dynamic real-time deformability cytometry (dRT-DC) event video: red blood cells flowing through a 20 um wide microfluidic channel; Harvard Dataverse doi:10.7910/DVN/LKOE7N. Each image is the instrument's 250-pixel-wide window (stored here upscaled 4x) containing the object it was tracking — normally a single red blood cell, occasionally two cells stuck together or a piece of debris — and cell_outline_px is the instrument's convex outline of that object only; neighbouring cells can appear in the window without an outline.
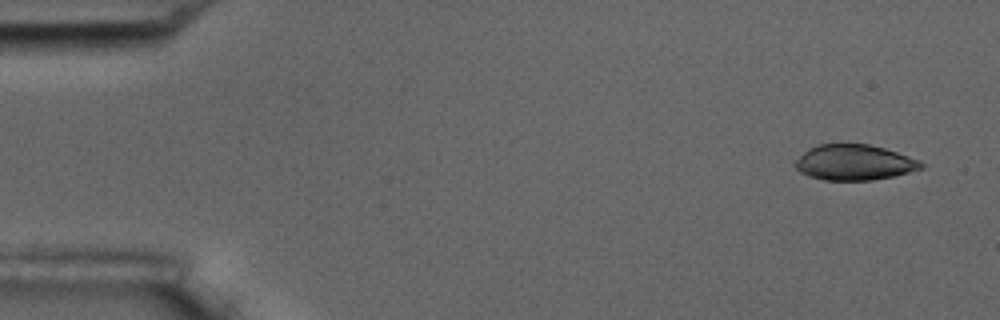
{"species": "common noctule bat (a hibernating species)", "species_latin": "Nyctalus noctula", "temperature_condition": "room temperature", "stored_images_in_passage": 7, "camera_frame_rate_fps": 3000, "um_per_image_px": 0.085, "animal": {"sex": "male", "body_mass_g": 17.5, "forearm_length_mm": 52.3}, "frame": {"image": 1, "passage_image": 1, "time_ms": 0.0, "image_size_px": [1000, 320], "cell_outline_px": [[924, 168], [892, 176], [872, 180], [824, 180], [808, 176], [800, 172], [796, 168], [796, 160], [808, 148], [820, 144], [868, 144], [884, 148], [920, 160], [924, 164]], "centroid_in_image_um": [72.61, 13.81], "position_along_channel_um": 12.4, "area_um2": 25.89}}
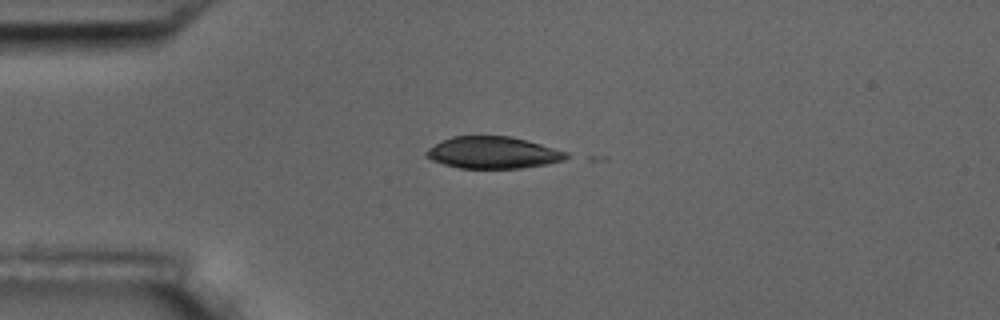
{"frame": {"image": 2, "passage_image": 4, "time_ms": 3.667, "image_size_px": [1000, 320], "cell_outline_px": [[572, 156], [564, 160], [544, 164], [520, 168], [460, 168], [444, 164], [432, 160], [424, 156], [424, 152], [428, 148], [452, 136], [508, 136], [540, 144], [568, 152]], "centroid_in_image_um": [41.89, 12.98], "position_along_channel_um": 43.1, "area_um2": 25.78}}